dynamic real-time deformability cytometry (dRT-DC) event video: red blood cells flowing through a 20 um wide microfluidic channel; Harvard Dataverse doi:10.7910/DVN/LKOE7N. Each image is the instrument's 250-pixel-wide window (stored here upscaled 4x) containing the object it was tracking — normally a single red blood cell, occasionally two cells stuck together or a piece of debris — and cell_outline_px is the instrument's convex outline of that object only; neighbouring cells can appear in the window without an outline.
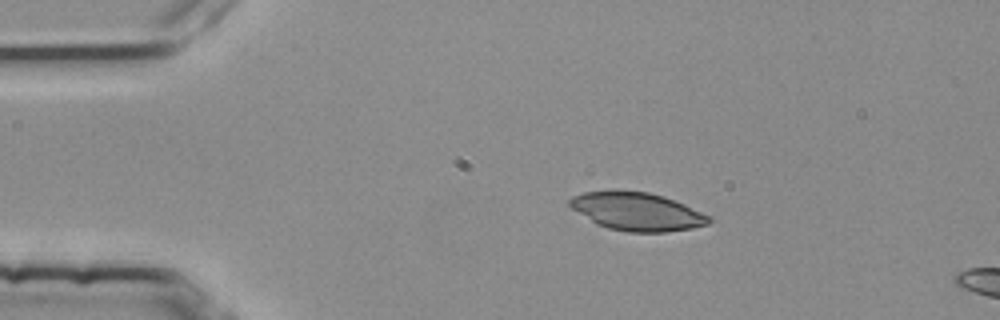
{"species": "common noctule bat (a hibernating species)", "species_latin": "Nyctalus noctula", "temperature_condition": "room temperature", "stored_images_in_passage": 3, "segment_of_instrument_passage": [1, 2], "camera_frame_rate_fps": 3000, "um_per_image_px": 0.085, "animal": {"sex": "female", "body_mass_g": 25.1}, "frame": {"image": 1, "passage_image": 1, "time_ms": 0.0, "image_size_px": [1000, 320], "cell_outline_px": [[712, 220], [708, 224], [692, 228], [664, 232], [628, 232], [608, 228], [596, 224], [572, 208], [568, 204], [568, 200], [572, 196], [584, 192], [612, 188], [616, 188], [648, 192], [664, 196], [684, 204], [712, 216]], "centroid_in_image_um": [54.12, 17.94], "position_along_channel_um": 30.9, "area_um2": 31.5}}